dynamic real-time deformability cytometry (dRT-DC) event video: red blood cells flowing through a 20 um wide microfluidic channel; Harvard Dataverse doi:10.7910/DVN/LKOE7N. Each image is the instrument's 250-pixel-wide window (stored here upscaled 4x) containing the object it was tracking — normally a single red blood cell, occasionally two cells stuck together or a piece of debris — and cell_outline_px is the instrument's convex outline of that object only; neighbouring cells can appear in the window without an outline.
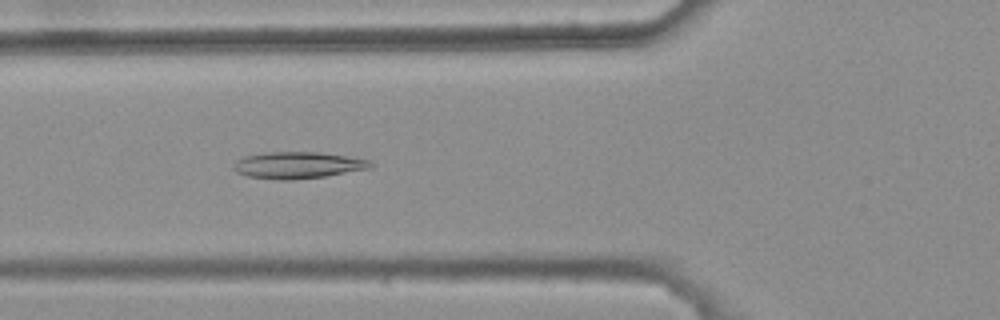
{"species": "common noctule bat (a hibernating species)", "species_latin": "Nyctalus noctula", "temperature_condition": "warm", "stored_images_in_passage": 46, "camera_frame_rate_fps": 3000, "um_per_image_px": 0.085, "animal": {"sex": "female", "body_mass_g": 25.1}, "frame": {"image": 1, "passage_image": 19, "time_ms": 6.0, "image_size_px": [1000, 320], "cell_outline_px": [[372, 168], [324, 176], [296, 180], [276, 180], [248, 176], [236, 172], [232, 168], [232, 164], [236, 160], [244, 156], [264, 152], [320, 152], [348, 156], [368, 160], [372, 164]], "centroid_in_image_um": [25.26, 14.04], "position_along_channel_um": 100.5, "area_um2": 21.44}}
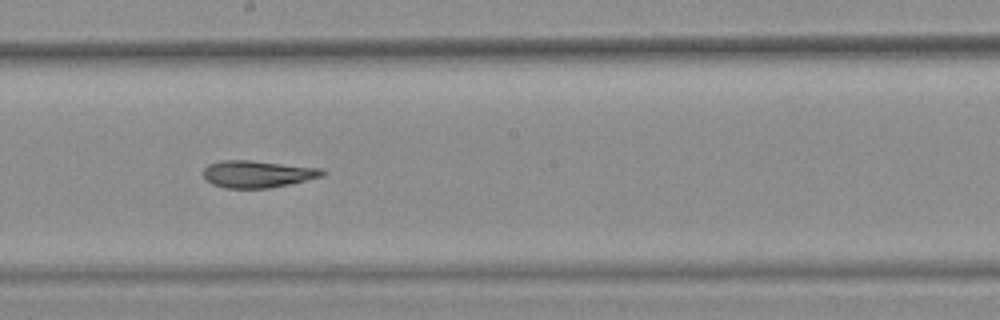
{"frame": {"image": 2, "passage_image": 29, "time_ms": 9.333, "image_size_px": [1000, 320], "cell_outline_px": [[328, 172], [324, 176], [288, 184], [268, 188], [224, 188], [212, 184], [204, 176], [204, 168], [208, 164], [220, 160], [252, 160], [324, 168]], "centroid_in_image_um": [21.93, 14.78], "position_along_channel_um": 226.3, "area_um2": 18.96}}
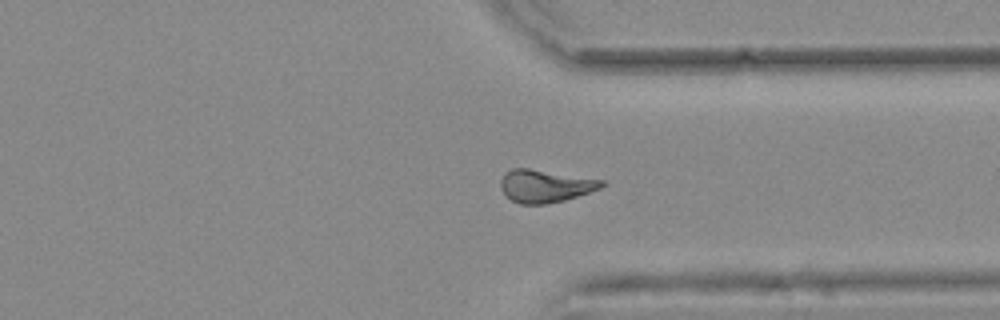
{"frame": {"image": 3, "passage_image": 40, "time_ms": 13.0, "image_size_px": [1000, 320], "cell_outline_px": [[604, 184], [600, 188], [564, 200], [544, 204], [520, 204], [512, 200], [504, 192], [500, 184], [500, 180], [504, 172], [512, 168], [528, 168], [604, 180]], "centroid_in_image_um": [46.3, 15.8], "position_along_channel_um": 365.1, "area_um2": 18.96}, "authors_computed_cell_mechanics": {"area_um2": 19.074, "velocity_mm_per_s": 3.7791, "shape_relaxation_time_tau1_ms": null, "shape_relaxation_time_tau2_ms": 3.5074, "deformation_change_tau1": null, "deformation_change_tau2": 0.1199}}